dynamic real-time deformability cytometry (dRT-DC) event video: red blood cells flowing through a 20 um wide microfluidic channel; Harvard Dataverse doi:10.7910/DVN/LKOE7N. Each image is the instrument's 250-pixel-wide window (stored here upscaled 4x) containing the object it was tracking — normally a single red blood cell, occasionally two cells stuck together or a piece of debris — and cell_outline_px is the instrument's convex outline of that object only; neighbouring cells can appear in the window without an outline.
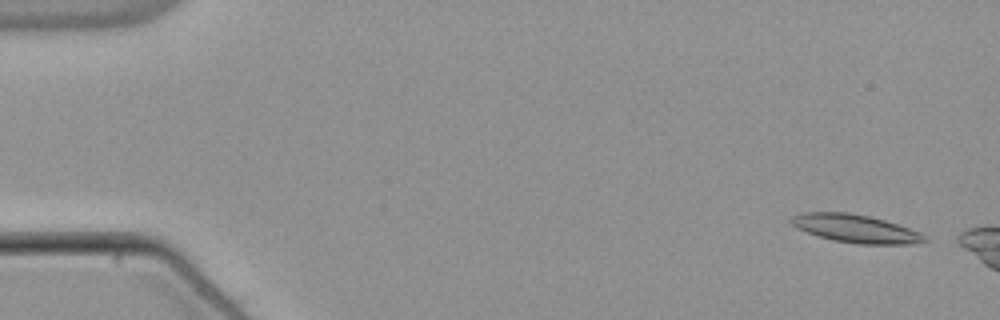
{"species": "common noctule bat (a hibernating species)", "species_latin": "Nyctalus noctula", "temperature_condition": "warm", "stored_images_in_passage": 18, "camera_frame_rate_fps": 3000, "um_per_image_px": 0.085, "animal": {"sex": "male", "body_mass_g": 21.5, "forearm_length_mm": 52.0}, "frame": {"image": 1, "passage_image": 3, "time_ms": 0.667, "image_size_px": [1000, 320], "cell_outline_px": [[928, 240], [916, 244], [860, 244], [832, 240], [796, 228], [788, 220], [792, 216], [804, 212], [848, 212], [868, 216], [884, 220], [920, 232]], "centroid_in_image_um": [72.71, 19.43], "position_along_channel_um": 12.3, "area_um2": 21.68}}
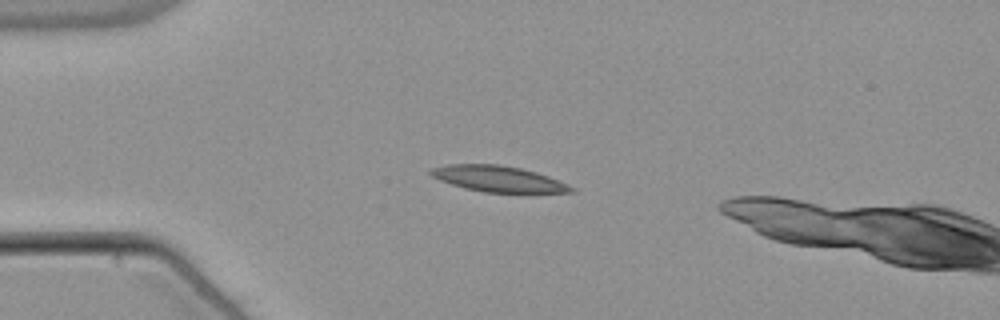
{"frame": {"image": 2, "passage_image": 14, "time_ms": 4.333, "image_size_px": [1000, 320], "cell_outline_px": [[576, 192], [484, 192], [464, 188], [440, 180], [432, 176], [428, 172], [432, 168], [448, 164], [500, 164], [520, 168], [536, 172], [548, 176], [576, 188]], "centroid_in_image_um": [42.34, 15.19], "position_along_channel_um": 42.7, "area_um2": 21.04}}